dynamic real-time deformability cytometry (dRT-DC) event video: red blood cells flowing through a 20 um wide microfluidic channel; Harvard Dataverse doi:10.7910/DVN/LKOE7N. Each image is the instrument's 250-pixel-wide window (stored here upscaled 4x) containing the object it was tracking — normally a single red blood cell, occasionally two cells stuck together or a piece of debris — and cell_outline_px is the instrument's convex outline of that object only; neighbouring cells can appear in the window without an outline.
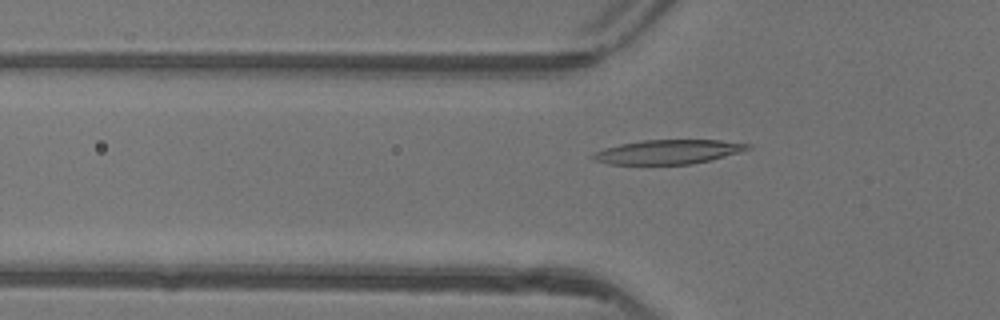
{"species": "common noctule bat (a hibernating species)", "species_latin": "Nyctalus noctula", "temperature_condition": "warm", "stored_images_in_passage": 48, "camera_frame_rate_fps": 3000, "um_per_image_px": 0.085, "animal": {"sex": "female"}, "frame": {"image": 1, "passage_image": 15, "time_ms": 4.667, "image_size_px": [1000, 320], "cell_outline_px": [[752, 148], [740, 152], [692, 164], [608, 164], [592, 160], [588, 156], [604, 148], [620, 144], [640, 140], [720, 140], [752, 144]], "centroid_in_image_um": [56.76, 12.9], "position_along_channel_um": 69.0, "area_um2": 21.91}}
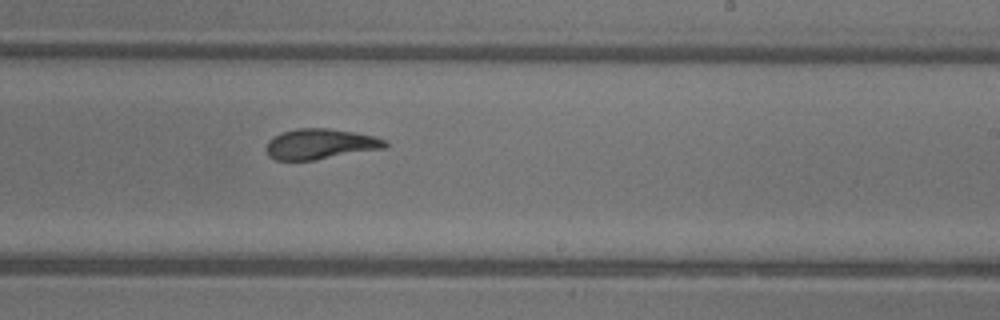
{"frame": {"image": 2, "passage_image": 29, "time_ms": 9.333, "image_size_px": [1000, 320], "cell_outline_px": [[388, 144], [384, 148], [312, 160], [276, 160], [268, 156], [264, 148], [268, 140], [272, 136], [280, 132], [296, 128], [328, 128], [376, 136], [388, 140]], "centroid_in_image_um": [27.17, 12.23], "position_along_channel_um": 261.8, "area_um2": 21.21}}
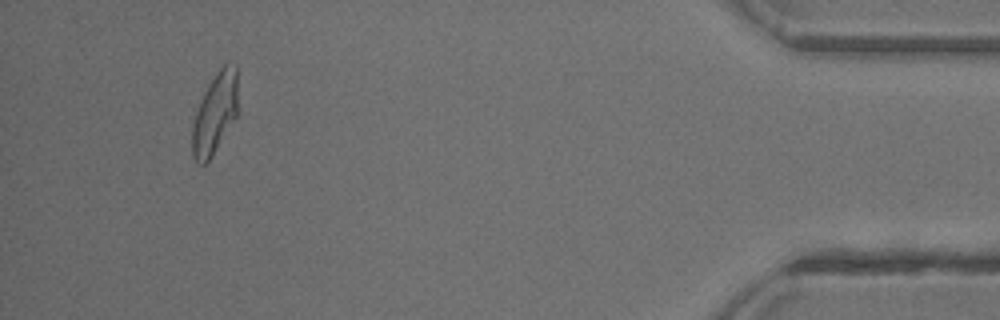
{"frame": {"image": 3, "passage_image": 45, "time_ms": 14.667, "image_size_px": [1000, 320], "cell_outline_px": [[236, 116], [212, 156], [204, 164], [196, 164], [192, 156], [192, 124], [196, 112], [204, 92], [208, 84], [216, 72], [228, 60], [236, 64]], "centroid_in_image_um": [18.24, 9.63], "position_along_channel_um": 417.0, "area_um2": 21.27}, "authors_computed_cell_mechanics": {"area_um2": 21.5883, "velocity_mm_per_s": 4.1347, "shape_relaxation_time_tau1_ms": 5.277, "shape_relaxation_time_tau2_ms": 1.6884, "deformation_change_tau1": 0.2246, "deformation_change_tau2": 0.0831}}